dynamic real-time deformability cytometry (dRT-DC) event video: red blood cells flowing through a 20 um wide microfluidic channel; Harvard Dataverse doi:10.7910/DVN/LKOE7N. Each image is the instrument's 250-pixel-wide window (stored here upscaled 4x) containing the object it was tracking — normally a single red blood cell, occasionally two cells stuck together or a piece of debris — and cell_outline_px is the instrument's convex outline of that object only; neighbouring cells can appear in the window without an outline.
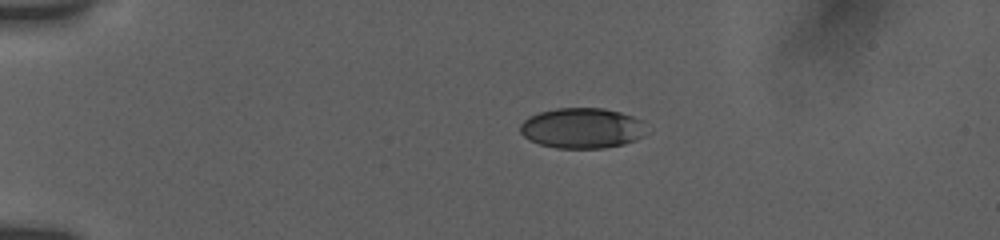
{"species": "human", "species_latin": "Homo sapiens", "temperature_condition": "room temperature", "stored_images_in_passage": 37, "camera_frame_rate_fps": 3000, "um_per_image_px": 0.085, "donor": {"sex": "female"}, "frame": {"image": 1, "passage_image": 1, "time_ms": 0.0, "image_size_px": [1000, 240], "cell_outline_px": [[652, 132], [636, 140], [624, 144], [604, 148], [556, 148], [540, 144], [528, 140], [520, 132], [520, 124], [528, 116], [540, 112], [556, 108], [604, 108], [620, 112], [632, 116], [640, 120]], "centroid_in_image_um": [49.51, 10.89], "position_along_channel_um": 35.5, "area_um2": 30.17}}
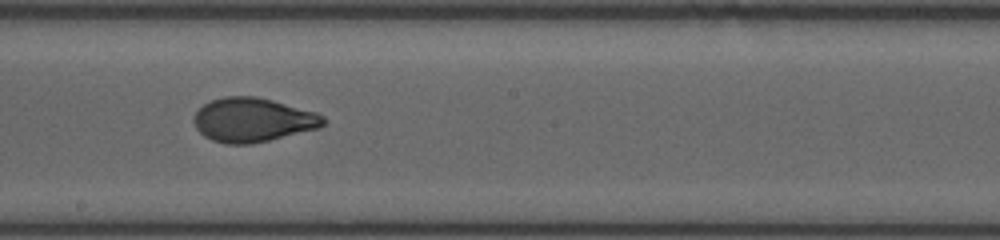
{"frame": {"image": 2, "passage_image": 16, "time_ms": 6.667, "image_size_px": [1000, 240], "cell_outline_px": [[328, 120], [320, 128], [252, 144], [224, 144], [212, 140], [204, 136], [196, 128], [192, 120], [196, 112], [204, 104], [212, 100], [224, 96], [256, 96], [272, 100], [316, 112], [324, 116]], "centroid_in_image_um": [21.5, 10.2], "position_along_channel_um": 226.7, "area_um2": 33.41}}
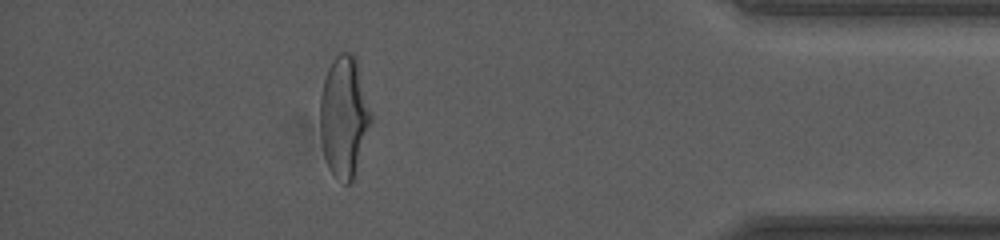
{"frame": {"image": 3, "passage_image": 32, "time_ms": 12.333, "image_size_px": [1000, 240], "cell_outline_px": [[372, 120], [352, 180], [348, 184], [344, 184], [328, 168], [324, 156], [320, 132], [320, 96], [324, 80], [328, 68], [332, 60], [340, 52], [348, 52], [356, 56], [372, 112]], "centroid_in_image_um": [29.24, 9.87], "position_along_channel_um": 406.0, "area_um2": 35.84}, "authors_computed_cell_mechanics": {"area_um2": 32.946, "velocity_mm_per_s": 3.7967, "shape_relaxation_time_tau1_ms": 4.9403, "shape_relaxation_time_tau2_ms": 0.8534, "deformation_change_tau1": 0.1891, "deformation_change_tau2": 0.0519}}